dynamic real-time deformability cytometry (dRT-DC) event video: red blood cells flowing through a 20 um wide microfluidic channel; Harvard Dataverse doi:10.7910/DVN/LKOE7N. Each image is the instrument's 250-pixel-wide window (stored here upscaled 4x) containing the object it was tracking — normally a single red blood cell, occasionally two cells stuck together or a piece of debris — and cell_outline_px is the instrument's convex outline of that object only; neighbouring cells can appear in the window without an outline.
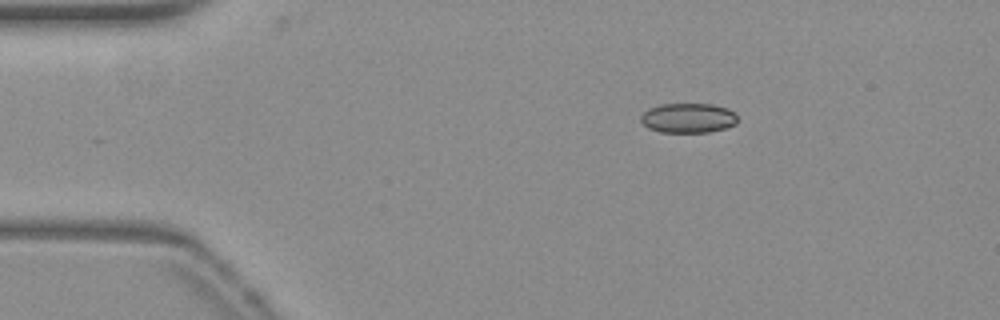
{"species": "common noctule bat (a hibernating species)", "species_latin": "Nyctalus noctula", "temperature_condition": "warm", "stored_images_in_passage": 45, "camera_frame_rate_fps": 3000, "um_per_image_px": 0.085, "animal": {"sex": "female", "body_mass_g": 19.3, "forearm_length_mm": 54.1}, "frame": {"image": 1, "passage_image": 1, "time_ms": 0.0, "image_size_px": [1000, 320], "cell_outline_px": [[736, 124], [724, 128], [708, 132], [660, 132], [648, 128], [640, 120], [640, 116], [648, 108], [660, 104], [712, 104], [728, 108], [736, 112]], "centroid_in_image_um": [58.49, 10.02], "position_along_channel_um": 26.5, "area_um2": 16.82}}
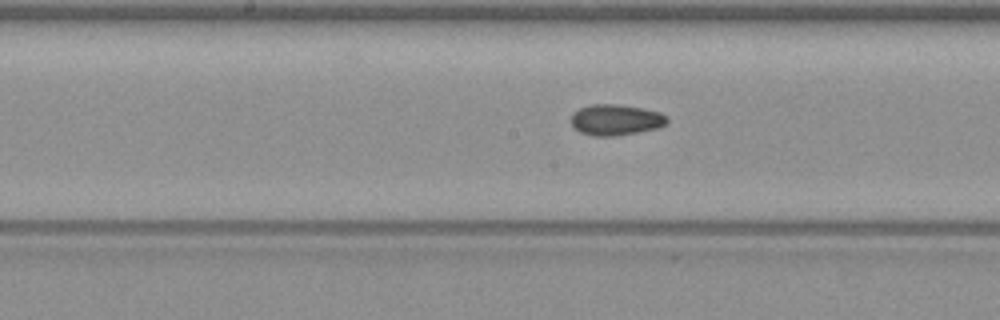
{"frame": {"image": 2, "passage_image": 19, "time_ms": 6.0, "image_size_px": [1000, 320], "cell_outline_px": [[668, 120], [664, 124], [656, 128], [616, 136], [592, 136], [580, 132], [572, 124], [572, 112], [580, 108], [592, 104], [620, 104], [644, 108], [660, 112], [668, 116]], "centroid_in_image_um": [52.34, 10.17], "position_along_channel_um": 195.9, "area_um2": 17.28}}
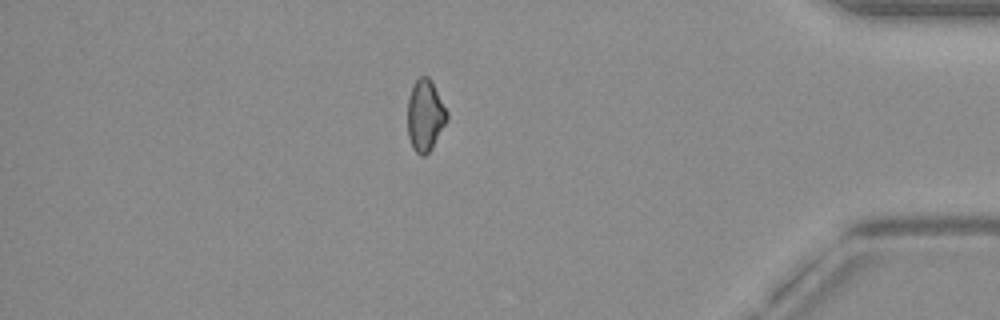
{"frame": {"image": 3, "passage_image": 38, "time_ms": 12.333, "image_size_px": [1000, 320], "cell_outline_px": [[448, 120], [432, 148], [424, 156], [420, 156], [412, 148], [408, 136], [408, 100], [412, 88], [416, 80], [420, 76], [428, 76], [432, 80], [448, 112]], "centroid_in_image_um": [36.15, 9.82], "position_along_channel_um": 399.0, "area_um2": 16.53}, "authors_computed_cell_mechanics": {"area_um2": 16.8198, "velocity_mm_per_s": 3.8451, "shape_relaxation_time_tau1_ms": 3.8724, "shape_relaxation_time_tau2_ms": 10.2, "deformation_change_tau1": 0.0685, "deformation_change_tau2": 0.1269}}